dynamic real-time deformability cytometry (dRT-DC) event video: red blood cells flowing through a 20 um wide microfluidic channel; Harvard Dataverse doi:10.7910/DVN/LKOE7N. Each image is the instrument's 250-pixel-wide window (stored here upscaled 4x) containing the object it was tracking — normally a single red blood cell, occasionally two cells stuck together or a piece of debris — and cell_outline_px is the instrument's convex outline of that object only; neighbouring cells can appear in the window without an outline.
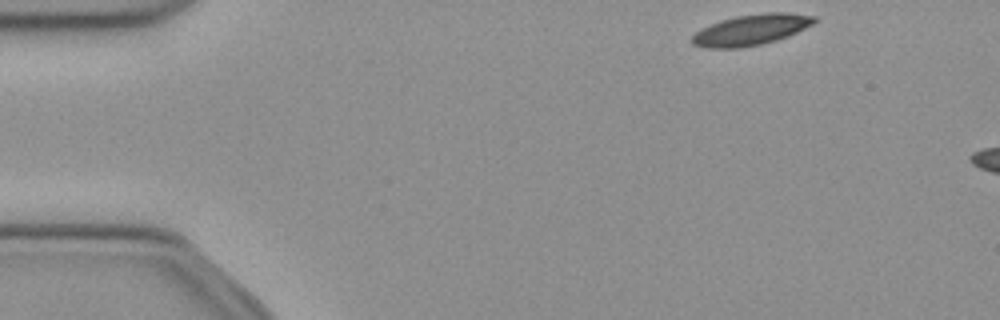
{"species": "common noctule bat (a hibernating species)", "species_latin": "Nyctalus noctula", "temperature_condition": "cold", "stored_images_in_passage": 6, "camera_frame_rate_fps": 3000, "um_per_image_px": 0.085, "animal": {"sex": "female", "body_mass_g": 21.9}, "frame": {"image": 1, "passage_image": 1, "time_ms": 0.0, "image_size_px": [1000, 320], "cell_outline_px": [[816, 20], [812, 24], [788, 36], [776, 40], [760, 44], [740, 48], [704, 48], [692, 44], [692, 36], [696, 32], [720, 20], [736, 16], [764, 12], [788, 12], [816, 16]], "centroid_in_image_um": [63.85, 2.53], "position_along_channel_um": 21.2, "area_um2": 21.79}}